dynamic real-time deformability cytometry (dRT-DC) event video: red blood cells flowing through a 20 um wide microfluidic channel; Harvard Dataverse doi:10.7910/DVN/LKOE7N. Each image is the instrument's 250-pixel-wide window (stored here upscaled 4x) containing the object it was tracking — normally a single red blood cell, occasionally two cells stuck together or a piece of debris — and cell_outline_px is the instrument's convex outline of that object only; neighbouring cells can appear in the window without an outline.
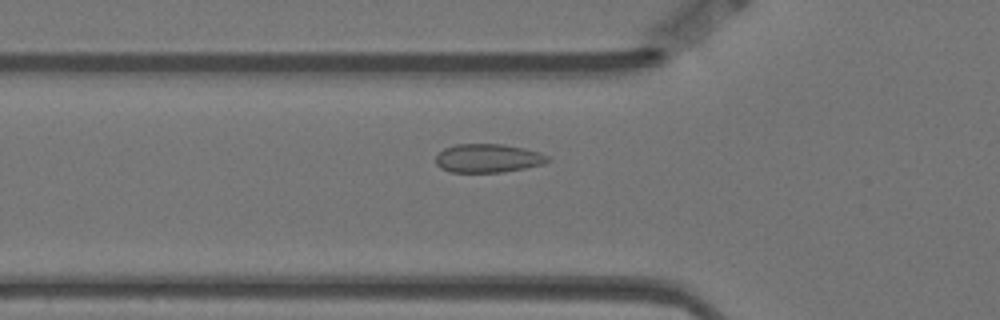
{"species": "Egyptian fruit bat (a non-hibernating species)", "species_latin": "Rousettus aegyptiacus", "temperature_condition": "warm", "stored_images_in_passage": 56, "camera_frame_rate_fps": 3000, "um_per_image_px": 0.085, "animal": {"sex": "female"}, "frame": {"image": 1, "passage_image": 19, "time_ms": 6.0, "image_size_px": [1000, 320], "cell_outline_px": [[552, 160], [544, 164], [504, 172], [452, 172], [440, 168], [436, 164], [436, 156], [444, 148], [456, 144], [500, 144], [524, 148], [540, 152], [548, 156]], "centroid_in_image_um": [41.5, 13.45], "position_along_channel_um": 84.3, "area_um2": 18.73}}
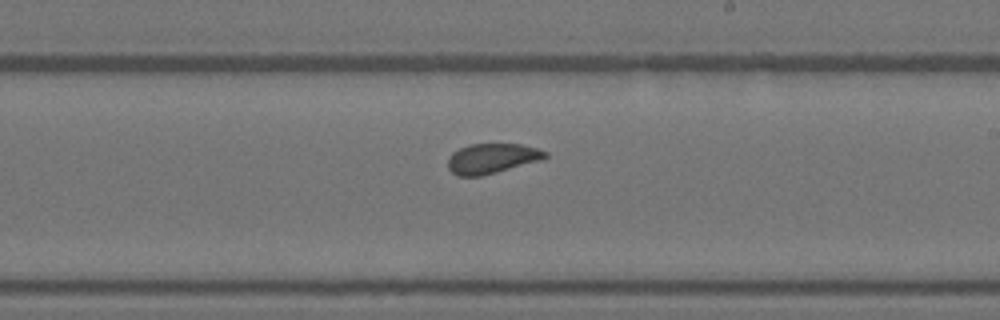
{"frame": {"image": 2, "passage_image": 33, "time_ms": 10.667, "image_size_px": [1000, 320], "cell_outline_px": [[548, 156], [540, 160], [496, 172], [480, 176], [460, 176], [452, 172], [448, 168], [448, 156], [452, 152], [460, 148], [472, 144], [520, 144], [536, 148], [548, 152]], "centroid_in_image_um": [41.79, 13.46], "position_along_channel_um": 247.2, "area_um2": 16.82}}
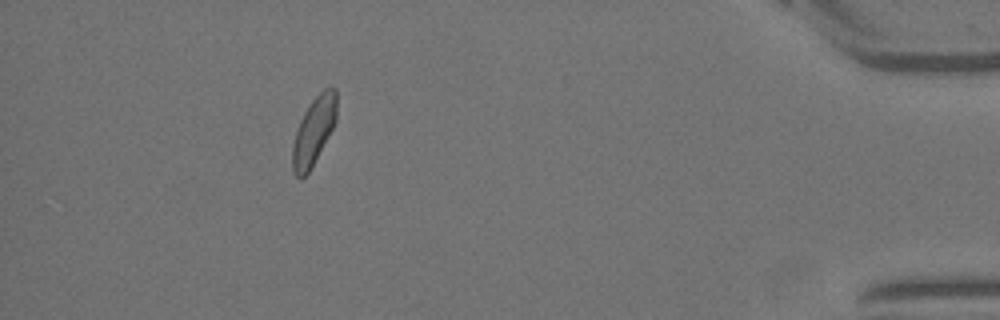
{"frame": {"image": 3, "passage_image": 52, "time_ms": 17.0, "image_size_px": [1000, 320], "cell_outline_px": [[336, 120], [328, 136], [308, 172], [300, 180], [292, 172], [292, 144], [300, 120], [304, 112], [312, 100], [324, 88], [336, 88]], "centroid_in_image_um": [26.64, 11.14], "position_along_channel_um": 408.6, "area_um2": 17.11}, "authors_computed_cell_mechanics": {"area_um2": 17.4556, "velocity_mm_per_s": 3.4791, "shape_relaxation_time_tau1_ms": 6.4188, "shape_relaxation_time_tau2_ms": null, "deformation_change_tau1": 0.0831, "deformation_change_tau2": null}}